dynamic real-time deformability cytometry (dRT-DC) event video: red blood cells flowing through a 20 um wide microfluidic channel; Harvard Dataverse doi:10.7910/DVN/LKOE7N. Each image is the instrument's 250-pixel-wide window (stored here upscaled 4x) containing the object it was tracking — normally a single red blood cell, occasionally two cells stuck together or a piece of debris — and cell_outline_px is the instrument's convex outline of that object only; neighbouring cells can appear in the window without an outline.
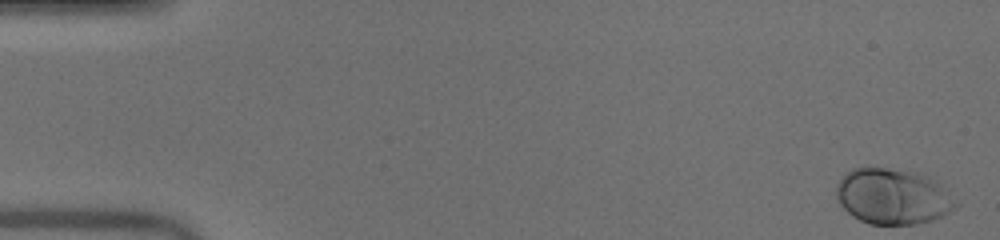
{"species": "human", "species_latin": "Homo sapiens", "temperature_condition": "warm", "stored_images_in_passage": 50, "camera_frame_rate_fps": 3000, "um_per_image_px": 0.085, "donor": {"sex": "male"}, "frame": {"image": 1, "passage_image": 1, "time_ms": 0.0, "image_size_px": [1000, 240], "cell_outline_px": [[960, 204], [956, 208], [932, 220], [916, 224], [868, 224], [852, 216], [840, 204], [836, 196], [836, 184], [852, 168], [888, 168], [920, 172], [932, 176]], "centroid_in_image_um": [75.91, 16.69], "position_along_channel_um": 9.1, "area_um2": 38.96}}
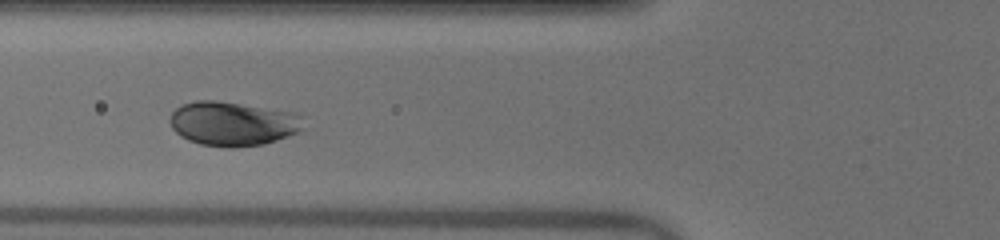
{"frame": {"image": 2, "passage_image": 19, "time_ms": 6.0, "image_size_px": [1000, 240], "cell_outline_px": [[304, 128], [300, 132], [264, 144], [232, 148], [228, 148], [200, 144], [188, 140], [180, 136], [172, 128], [168, 120], [172, 112], [180, 104], [196, 100], [212, 100], [296, 112], [300, 116]], "centroid_in_image_um": [19.77, 10.51], "position_along_channel_um": 106.0, "area_um2": 34.62}}
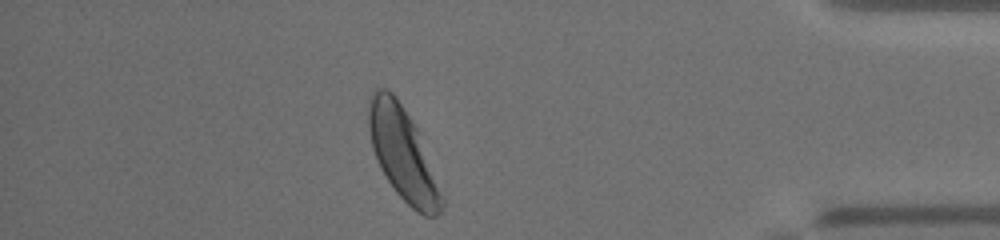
{"frame": {"image": 3, "passage_image": 44, "time_ms": 14.333, "image_size_px": [1000, 240], "cell_outline_px": [[444, 204], [440, 212], [436, 216], [424, 216], [416, 212], [396, 192], [380, 168], [372, 148], [368, 128], [368, 100], [372, 92], [376, 88], [388, 88], [396, 96], [416, 128], [444, 196]], "centroid_in_image_um": [34.22, 13.08], "position_along_channel_um": 401.0, "area_um2": 39.13}, "authors_computed_cell_mechanics": {"area_um2": 34.7089, "velocity_mm_per_s": 4.0273, "shape_relaxation_time_tau1_ms": 0.8141, "shape_relaxation_time_tau2_ms": 5.0218, "deformation_change_tau1": 0.0908, "deformation_change_tau2": 0.1076}}